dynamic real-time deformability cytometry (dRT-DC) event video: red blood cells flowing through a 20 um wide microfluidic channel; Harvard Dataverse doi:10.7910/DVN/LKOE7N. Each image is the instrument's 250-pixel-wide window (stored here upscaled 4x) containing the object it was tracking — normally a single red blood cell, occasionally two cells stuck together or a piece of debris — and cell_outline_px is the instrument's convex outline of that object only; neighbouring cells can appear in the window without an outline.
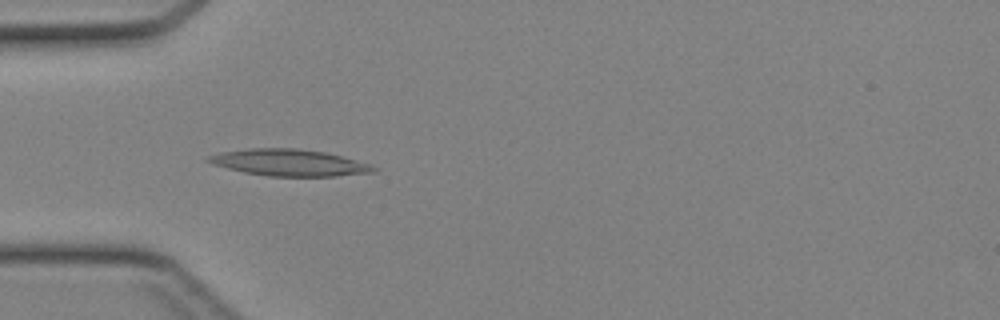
{"species": "Egyptian fruit bat (a non-hibernating species)", "species_latin": "Rousettus aegyptiacus", "temperature_condition": "cold", "stored_images_in_passage": 41, "camera_frame_rate_fps": 3000, "um_per_image_px": 0.085, "animal": {"sex": "female"}, "frame": {"image": 1, "passage_image": 11, "time_ms": 3.333, "image_size_px": [1000, 320], "cell_outline_px": [[376, 172], [336, 176], [268, 176], [244, 172], [212, 164], [204, 160], [208, 156], [220, 152], [248, 148], [296, 148], [324, 152], [372, 164], [376, 168]], "centroid_in_image_um": [24.57, 13.82], "position_along_channel_um": 60.4, "area_um2": 25.61}}
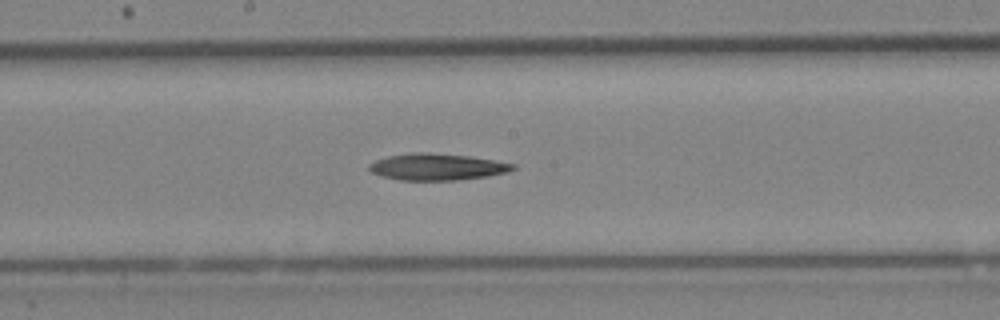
{"frame": {"image": 2, "passage_image": 21, "time_ms": 6.667, "image_size_px": [1000, 320], "cell_outline_px": [[516, 168], [508, 172], [488, 176], [456, 180], [400, 180], [380, 176], [372, 172], [368, 168], [368, 164], [376, 160], [388, 156], [412, 152], [428, 152], [468, 156], [516, 164]], "centroid_in_image_um": [37.13, 14.18], "position_along_channel_um": 211.1, "area_um2": 22.31}}
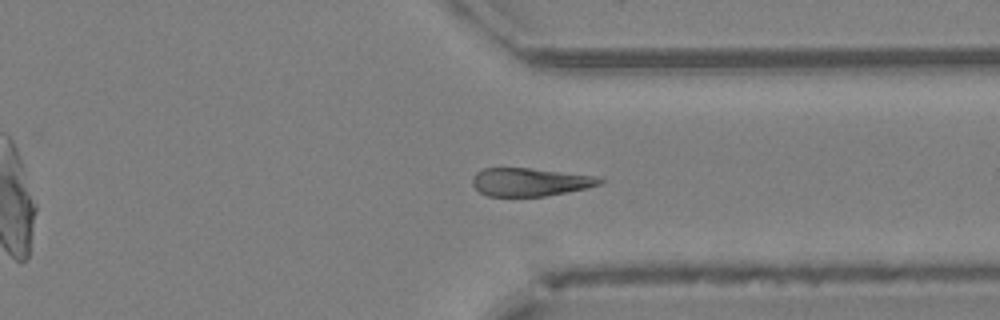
{"frame": {"image": 3, "passage_image": 31, "time_ms": 10.0, "image_size_px": [1000, 320], "cell_outline_px": [[604, 180], [600, 184], [584, 188], [544, 196], [488, 196], [480, 192], [472, 184], [472, 176], [476, 172], [484, 168], [528, 168], [592, 176]], "centroid_in_image_um": [44.95, 15.47], "position_along_channel_um": 366.4, "area_um2": 20.4}}